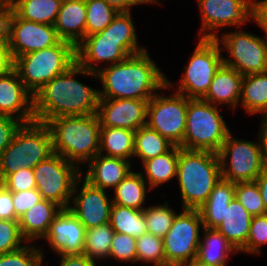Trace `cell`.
I'll use <instances>...</instances> for the list:
<instances>
[{
  "label": "cell",
  "mask_w": 267,
  "mask_h": 266,
  "mask_svg": "<svg viewBox=\"0 0 267 266\" xmlns=\"http://www.w3.org/2000/svg\"><path fill=\"white\" fill-rule=\"evenodd\" d=\"M53 153L52 135L46 123H22L0 155V183L17 169H33Z\"/></svg>",
  "instance_id": "8992f818"
},
{
  "label": "cell",
  "mask_w": 267,
  "mask_h": 266,
  "mask_svg": "<svg viewBox=\"0 0 267 266\" xmlns=\"http://www.w3.org/2000/svg\"><path fill=\"white\" fill-rule=\"evenodd\" d=\"M76 63V46L60 40L51 47L17 57L14 69L24 86L35 95L47 82L65 73Z\"/></svg>",
  "instance_id": "52a82bcc"
},
{
  "label": "cell",
  "mask_w": 267,
  "mask_h": 266,
  "mask_svg": "<svg viewBox=\"0 0 267 266\" xmlns=\"http://www.w3.org/2000/svg\"><path fill=\"white\" fill-rule=\"evenodd\" d=\"M235 198L251 215L266 214L262 195L256 181L236 182Z\"/></svg>",
  "instance_id": "f35d334b"
},
{
  "label": "cell",
  "mask_w": 267,
  "mask_h": 266,
  "mask_svg": "<svg viewBox=\"0 0 267 266\" xmlns=\"http://www.w3.org/2000/svg\"><path fill=\"white\" fill-rule=\"evenodd\" d=\"M176 266H209L207 263L199 259L198 257H193L191 260L178 264Z\"/></svg>",
  "instance_id": "11a10c76"
},
{
  "label": "cell",
  "mask_w": 267,
  "mask_h": 266,
  "mask_svg": "<svg viewBox=\"0 0 267 266\" xmlns=\"http://www.w3.org/2000/svg\"><path fill=\"white\" fill-rule=\"evenodd\" d=\"M235 197V183L221 178L206 202L199 208L203 227L216 228L224 219L226 207Z\"/></svg>",
  "instance_id": "4316f807"
},
{
  "label": "cell",
  "mask_w": 267,
  "mask_h": 266,
  "mask_svg": "<svg viewBox=\"0 0 267 266\" xmlns=\"http://www.w3.org/2000/svg\"><path fill=\"white\" fill-rule=\"evenodd\" d=\"M178 159L179 146H173L165 154L144 161L142 163L143 171L140 173L148 186L154 190L177 177Z\"/></svg>",
  "instance_id": "83f0119b"
},
{
  "label": "cell",
  "mask_w": 267,
  "mask_h": 266,
  "mask_svg": "<svg viewBox=\"0 0 267 266\" xmlns=\"http://www.w3.org/2000/svg\"><path fill=\"white\" fill-rule=\"evenodd\" d=\"M201 13L199 38L217 39L218 31L253 21V0H197Z\"/></svg>",
  "instance_id": "2e32d148"
},
{
  "label": "cell",
  "mask_w": 267,
  "mask_h": 266,
  "mask_svg": "<svg viewBox=\"0 0 267 266\" xmlns=\"http://www.w3.org/2000/svg\"><path fill=\"white\" fill-rule=\"evenodd\" d=\"M14 65L15 60L13 59L7 38L0 30V77H3L14 70Z\"/></svg>",
  "instance_id": "7dc6e473"
},
{
  "label": "cell",
  "mask_w": 267,
  "mask_h": 266,
  "mask_svg": "<svg viewBox=\"0 0 267 266\" xmlns=\"http://www.w3.org/2000/svg\"><path fill=\"white\" fill-rule=\"evenodd\" d=\"M137 263L166 266L163 239L150 233L136 238Z\"/></svg>",
  "instance_id": "74e56055"
},
{
  "label": "cell",
  "mask_w": 267,
  "mask_h": 266,
  "mask_svg": "<svg viewBox=\"0 0 267 266\" xmlns=\"http://www.w3.org/2000/svg\"><path fill=\"white\" fill-rule=\"evenodd\" d=\"M253 23L260 26L267 37V0H253Z\"/></svg>",
  "instance_id": "681fc988"
},
{
  "label": "cell",
  "mask_w": 267,
  "mask_h": 266,
  "mask_svg": "<svg viewBox=\"0 0 267 266\" xmlns=\"http://www.w3.org/2000/svg\"><path fill=\"white\" fill-rule=\"evenodd\" d=\"M85 37L104 30L118 12L104 0H85Z\"/></svg>",
  "instance_id": "8d00e7d4"
},
{
  "label": "cell",
  "mask_w": 267,
  "mask_h": 266,
  "mask_svg": "<svg viewBox=\"0 0 267 266\" xmlns=\"http://www.w3.org/2000/svg\"><path fill=\"white\" fill-rule=\"evenodd\" d=\"M71 202L68 209L86 229L110 222V209L113 203L111 196L106 190L92 186L82 176L74 186Z\"/></svg>",
  "instance_id": "e0dca14e"
},
{
  "label": "cell",
  "mask_w": 267,
  "mask_h": 266,
  "mask_svg": "<svg viewBox=\"0 0 267 266\" xmlns=\"http://www.w3.org/2000/svg\"><path fill=\"white\" fill-rule=\"evenodd\" d=\"M1 31L5 34L13 59L56 45L61 39L53 25L21 19L8 5Z\"/></svg>",
  "instance_id": "4fadbf2b"
},
{
  "label": "cell",
  "mask_w": 267,
  "mask_h": 266,
  "mask_svg": "<svg viewBox=\"0 0 267 266\" xmlns=\"http://www.w3.org/2000/svg\"><path fill=\"white\" fill-rule=\"evenodd\" d=\"M163 238L166 266H176L197 256L203 229L199 209H181Z\"/></svg>",
  "instance_id": "5bb4252c"
},
{
  "label": "cell",
  "mask_w": 267,
  "mask_h": 266,
  "mask_svg": "<svg viewBox=\"0 0 267 266\" xmlns=\"http://www.w3.org/2000/svg\"><path fill=\"white\" fill-rule=\"evenodd\" d=\"M242 79V74L222 63L202 99L218 107L226 105L236 110L241 100Z\"/></svg>",
  "instance_id": "7402d4cb"
},
{
  "label": "cell",
  "mask_w": 267,
  "mask_h": 266,
  "mask_svg": "<svg viewBox=\"0 0 267 266\" xmlns=\"http://www.w3.org/2000/svg\"><path fill=\"white\" fill-rule=\"evenodd\" d=\"M117 12H132V7L142 5L140 0H104Z\"/></svg>",
  "instance_id": "816d5d0a"
},
{
  "label": "cell",
  "mask_w": 267,
  "mask_h": 266,
  "mask_svg": "<svg viewBox=\"0 0 267 266\" xmlns=\"http://www.w3.org/2000/svg\"><path fill=\"white\" fill-rule=\"evenodd\" d=\"M197 256L209 266H227L233 254H239L234 246L216 229H201ZM203 236V237H202Z\"/></svg>",
  "instance_id": "484cf974"
},
{
  "label": "cell",
  "mask_w": 267,
  "mask_h": 266,
  "mask_svg": "<svg viewBox=\"0 0 267 266\" xmlns=\"http://www.w3.org/2000/svg\"><path fill=\"white\" fill-rule=\"evenodd\" d=\"M60 257L59 266H97L95 260L86 255H58Z\"/></svg>",
  "instance_id": "f907efd6"
},
{
  "label": "cell",
  "mask_w": 267,
  "mask_h": 266,
  "mask_svg": "<svg viewBox=\"0 0 267 266\" xmlns=\"http://www.w3.org/2000/svg\"><path fill=\"white\" fill-rule=\"evenodd\" d=\"M148 53L146 50L101 68L97 72L103 88L99 89V98L150 100L158 90L175 89L177 86L165 77Z\"/></svg>",
  "instance_id": "7a4b0ae2"
},
{
  "label": "cell",
  "mask_w": 267,
  "mask_h": 266,
  "mask_svg": "<svg viewBox=\"0 0 267 266\" xmlns=\"http://www.w3.org/2000/svg\"><path fill=\"white\" fill-rule=\"evenodd\" d=\"M35 244L26 243L18 250L0 254V266H42L44 250Z\"/></svg>",
  "instance_id": "ab89813d"
},
{
  "label": "cell",
  "mask_w": 267,
  "mask_h": 266,
  "mask_svg": "<svg viewBox=\"0 0 267 266\" xmlns=\"http://www.w3.org/2000/svg\"><path fill=\"white\" fill-rule=\"evenodd\" d=\"M132 12H118L102 31L85 37L76 46L77 63L97 73L105 63L109 66L124 61L131 55L147 50L139 46ZM104 62V65H100Z\"/></svg>",
  "instance_id": "3957f363"
},
{
  "label": "cell",
  "mask_w": 267,
  "mask_h": 266,
  "mask_svg": "<svg viewBox=\"0 0 267 266\" xmlns=\"http://www.w3.org/2000/svg\"><path fill=\"white\" fill-rule=\"evenodd\" d=\"M221 178L218 153L179 147L176 180L182 209H199Z\"/></svg>",
  "instance_id": "5b68a950"
},
{
  "label": "cell",
  "mask_w": 267,
  "mask_h": 266,
  "mask_svg": "<svg viewBox=\"0 0 267 266\" xmlns=\"http://www.w3.org/2000/svg\"><path fill=\"white\" fill-rule=\"evenodd\" d=\"M168 203L166 201L161 205H151L143 210L147 233L162 239L165 237L178 213L174 211L175 209L170 208Z\"/></svg>",
  "instance_id": "d590c367"
},
{
  "label": "cell",
  "mask_w": 267,
  "mask_h": 266,
  "mask_svg": "<svg viewBox=\"0 0 267 266\" xmlns=\"http://www.w3.org/2000/svg\"><path fill=\"white\" fill-rule=\"evenodd\" d=\"M7 5H8V0H0V30L2 27L3 17Z\"/></svg>",
  "instance_id": "9f6ffc18"
},
{
  "label": "cell",
  "mask_w": 267,
  "mask_h": 266,
  "mask_svg": "<svg viewBox=\"0 0 267 266\" xmlns=\"http://www.w3.org/2000/svg\"><path fill=\"white\" fill-rule=\"evenodd\" d=\"M255 181L260 189L267 214V165H265L263 171L259 174Z\"/></svg>",
  "instance_id": "db71d44e"
},
{
  "label": "cell",
  "mask_w": 267,
  "mask_h": 266,
  "mask_svg": "<svg viewBox=\"0 0 267 266\" xmlns=\"http://www.w3.org/2000/svg\"><path fill=\"white\" fill-rule=\"evenodd\" d=\"M174 145L147 125L135 131L134 157L144 161L165 154Z\"/></svg>",
  "instance_id": "836d02e7"
},
{
  "label": "cell",
  "mask_w": 267,
  "mask_h": 266,
  "mask_svg": "<svg viewBox=\"0 0 267 266\" xmlns=\"http://www.w3.org/2000/svg\"><path fill=\"white\" fill-rule=\"evenodd\" d=\"M148 183L139 171L132 170L113 190L114 196L112 202L121 206H126L136 210L143 211L146 206L148 190L152 189L147 186Z\"/></svg>",
  "instance_id": "f546056e"
},
{
  "label": "cell",
  "mask_w": 267,
  "mask_h": 266,
  "mask_svg": "<svg viewBox=\"0 0 267 266\" xmlns=\"http://www.w3.org/2000/svg\"><path fill=\"white\" fill-rule=\"evenodd\" d=\"M149 100L99 98L97 115L101 127L137 131L147 123Z\"/></svg>",
  "instance_id": "ac0fdd59"
},
{
  "label": "cell",
  "mask_w": 267,
  "mask_h": 266,
  "mask_svg": "<svg viewBox=\"0 0 267 266\" xmlns=\"http://www.w3.org/2000/svg\"><path fill=\"white\" fill-rule=\"evenodd\" d=\"M157 92L148 103L146 125L174 146L183 144L187 115V97L174 91L166 96Z\"/></svg>",
  "instance_id": "9a60e30c"
},
{
  "label": "cell",
  "mask_w": 267,
  "mask_h": 266,
  "mask_svg": "<svg viewBox=\"0 0 267 266\" xmlns=\"http://www.w3.org/2000/svg\"><path fill=\"white\" fill-rule=\"evenodd\" d=\"M0 115L22 123L35 121L34 95L24 86L15 69L0 77Z\"/></svg>",
  "instance_id": "ffe728a7"
},
{
  "label": "cell",
  "mask_w": 267,
  "mask_h": 266,
  "mask_svg": "<svg viewBox=\"0 0 267 266\" xmlns=\"http://www.w3.org/2000/svg\"><path fill=\"white\" fill-rule=\"evenodd\" d=\"M76 75L98 79L97 73L88 71L78 63L54 77L34 95L36 121L47 123L60 116L97 113L99 89L83 84L76 79Z\"/></svg>",
  "instance_id": "6da1fadb"
},
{
  "label": "cell",
  "mask_w": 267,
  "mask_h": 266,
  "mask_svg": "<svg viewBox=\"0 0 267 266\" xmlns=\"http://www.w3.org/2000/svg\"><path fill=\"white\" fill-rule=\"evenodd\" d=\"M62 207L50 200H41L33 205L18 219L22 236L28 243L43 240L47 235L50 225Z\"/></svg>",
  "instance_id": "cb8c5ba5"
},
{
  "label": "cell",
  "mask_w": 267,
  "mask_h": 266,
  "mask_svg": "<svg viewBox=\"0 0 267 266\" xmlns=\"http://www.w3.org/2000/svg\"><path fill=\"white\" fill-rule=\"evenodd\" d=\"M215 106L202 98H187V115L182 149L218 153L230 132Z\"/></svg>",
  "instance_id": "ba28073f"
},
{
  "label": "cell",
  "mask_w": 267,
  "mask_h": 266,
  "mask_svg": "<svg viewBox=\"0 0 267 266\" xmlns=\"http://www.w3.org/2000/svg\"><path fill=\"white\" fill-rule=\"evenodd\" d=\"M260 118L262 121L260 122V129L259 132H257V137L260 139L264 162L267 165V115H263Z\"/></svg>",
  "instance_id": "f5cc1de1"
},
{
  "label": "cell",
  "mask_w": 267,
  "mask_h": 266,
  "mask_svg": "<svg viewBox=\"0 0 267 266\" xmlns=\"http://www.w3.org/2000/svg\"><path fill=\"white\" fill-rule=\"evenodd\" d=\"M114 233L110 223L86 229L83 255L95 261L108 259Z\"/></svg>",
  "instance_id": "e575fe53"
},
{
  "label": "cell",
  "mask_w": 267,
  "mask_h": 266,
  "mask_svg": "<svg viewBox=\"0 0 267 266\" xmlns=\"http://www.w3.org/2000/svg\"><path fill=\"white\" fill-rule=\"evenodd\" d=\"M110 225L115 232L138 238L147 233L144 211L112 203Z\"/></svg>",
  "instance_id": "d6a6232c"
},
{
  "label": "cell",
  "mask_w": 267,
  "mask_h": 266,
  "mask_svg": "<svg viewBox=\"0 0 267 266\" xmlns=\"http://www.w3.org/2000/svg\"><path fill=\"white\" fill-rule=\"evenodd\" d=\"M142 5H149V4H161L159 0H140Z\"/></svg>",
  "instance_id": "6f0895ef"
},
{
  "label": "cell",
  "mask_w": 267,
  "mask_h": 266,
  "mask_svg": "<svg viewBox=\"0 0 267 266\" xmlns=\"http://www.w3.org/2000/svg\"><path fill=\"white\" fill-rule=\"evenodd\" d=\"M53 26L61 40L77 46L85 38V0H62Z\"/></svg>",
  "instance_id": "603a6c76"
},
{
  "label": "cell",
  "mask_w": 267,
  "mask_h": 266,
  "mask_svg": "<svg viewBox=\"0 0 267 266\" xmlns=\"http://www.w3.org/2000/svg\"><path fill=\"white\" fill-rule=\"evenodd\" d=\"M132 161L97 154L87 165L82 177L92 186L103 190H114L132 171Z\"/></svg>",
  "instance_id": "44dd1931"
},
{
  "label": "cell",
  "mask_w": 267,
  "mask_h": 266,
  "mask_svg": "<svg viewBox=\"0 0 267 266\" xmlns=\"http://www.w3.org/2000/svg\"><path fill=\"white\" fill-rule=\"evenodd\" d=\"M62 0H8V6L21 18L54 25Z\"/></svg>",
  "instance_id": "1f68e13d"
},
{
  "label": "cell",
  "mask_w": 267,
  "mask_h": 266,
  "mask_svg": "<svg viewBox=\"0 0 267 266\" xmlns=\"http://www.w3.org/2000/svg\"><path fill=\"white\" fill-rule=\"evenodd\" d=\"M175 92L187 98H203L214 74L223 63L222 48L216 39L199 38Z\"/></svg>",
  "instance_id": "9c48e42d"
},
{
  "label": "cell",
  "mask_w": 267,
  "mask_h": 266,
  "mask_svg": "<svg viewBox=\"0 0 267 266\" xmlns=\"http://www.w3.org/2000/svg\"><path fill=\"white\" fill-rule=\"evenodd\" d=\"M22 122L16 118L0 115V155L11 143L12 138Z\"/></svg>",
  "instance_id": "bcb514c9"
},
{
  "label": "cell",
  "mask_w": 267,
  "mask_h": 266,
  "mask_svg": "<svg viewBox=\"0 0 267 266\" xmlns=\"http://www.w3.org/2000/svg\"><path fill=\"white\" fill-rule=\"evenodd\" d=\"M267 244V214L253 216L245 248L240 252L261 254V248Z\"/></svg>",
  "instance_id": "60d3db41"
},
{
  "label": "cell",
  "mask_w": 267,
  "mask_h": 266,
  "mask_svg": "<svg viewBox=\"0 0 267 266\" xmlns=\"http://www.w3.org/2000/svg\"><path fill=\"white\" fill-rule=\"evenodd\" d=\"M251 215L234 197L226 207L223 221L216 229L240 252L245 248L250 232Z\"/></svg>",
  "instance_id": "d4e9b609"
},
{
  "label": "cell",
  "mask_w": 267,
  "mask_h": 266,
  "mask_svg": "<svg viewBox=\"0 0 267 266\" xmlns=\"http://www.w3.org/2000/svg\"><path fill=\"white\" fill-rule=\"evenodd\" d=\"M118 262H137L136 238L127 234L115 232L110 248L109 259Z\"/></svg>",
  "instance_id": "7bdbcfd3"
},
{
  "label": "cell",
  "mask_w": 267,
  "mask_h": 266,
  "mask_svg": "<svg viewBox=\"0 0 267 266\" xmlns=\"http://www.w3.org/2000/svg\"><path fill=\"white\" fill-rule=\"evenodd\" d=\"M53 152L61 155L80 169L89 163L100 149V120L97 113L60 116L49 120Z\"/></svg>",
  "instance_id": "277c9868"
},
{
  "label": "cell",
  "mask_w": 267,
  "mask_h": 266,
  "mask_svg": "<svg viewBox=\"0 0 267 266\" xmlns=\"http://www.w3.org/2000/svg\"><path fill=\"white\" fill-rule=\"evenodd\" d=\"M28 243L21 234L18 220H0V254L20 249Z\"/></svg>",
  "instance_id": "b9f144b4"
},
{
  "label": "cell",
  "mask_w": 267,
  "mask_h": 266,
  "mask_svg": "<svg viewBox=\"0 0 267 266\" xmlns=\"http://www.w3.org/2000/svg\"><path fill=\"white\" fill-rule=\"evenodd\" d=\"M12 199L15 214L18 219L33 205L43 200L41 194L38 192L37 189H31L21 192H12Z\"/></svg>",
  "instance_id": "f6af8a7d"
},
{
  "label": "cell",
  "mask_w": 267,
  "mask_h": 266,
  "mask_svg": "<svg viewBox=\"0 0 267 266\" xmlns=\"http://www.w3.org/2000/svg\"><path fill=\"white\" fill-rule=\"evenodd\" d=\"M241 140L231 131L218 152L222 178L231 182L255 181L265 167L261 142Z\"/></svg>",
  "instance_id": "8fae6325"
},
{
  "label": "cell",
  "mask_w": 267,
  "mask_h": 266,
  "mask_svg": "<svg viewBox=\"0 0 267 266\" xmlns=\"http://www.w3.org/2000/svg\"><path fill=\"white\" fill-rule=\"evenodd\" d=\"M11 192H21L36 189L33 169H17L1 182Z\"/></svg>",
  "instance_id": "ee69618b"
},
{
  "label": "cell",
  "mask_w": 267,
  "mask_h": 266,
  "mask_svg": "<svg viewBox=\"0 0 267 266\" xmlns=\"http://www.w3.org/2000/svg\"><path fill=\"white\" fill-rule=\"evenodd\" d=\"M240 105L246 114L267 115V72L243 75Z\"/></svg>",
  "instance_id": "f1b7e54d"
},
{
  "label": "cell",
  "mask_w": 267,
  "mask_h": 266,
  "mask_svg": "<svg viewBox=\"0 0 267 266\" xmlns=\"http://www.w3.org/2000/svg\"><path fill=\"white\" fill-rule=\"evenodd\" d=\"M135 131L101 127L99 154L130 161L134 155Z\"/></svg>",
  "instance_id": "4dcf8cb0"
},
{
  "label": "cell",
  "mask_w": 267,
  "mask_h": 266,
  "mask_svg": "<svg viewBox=\"0 0 267 266\" xmlns=\"http://www.w3.org/2000/svg\"><path fill=\"white\" fill-rule=\"evenodd\" d=\"M0 220H18L13 207L12 192L0 183Z\"/></svg>",
  "instance_id": "c3c4849f"
},
{
  "label": "cell",
  "mask_w": 267,
  "mask_h": 266,
  "mask_svg": "<svg viewBox=\"0 0 267 266\" xmlns=\"http://www.w3.org/2000/svg\"><path fill=\"white\" fill-rule=\"evenodd\" d=\"M228 56H223V63L237 70L242 75L267 72V37L257 36L237 28L223 32L216 39ZM222 44V45H221ZM223 46V47H222Z\"/></svg>",
  "instance_id": "7c38bea8"
},
{
  "label": "cell",
  "mask_w": 267,
  "mask_h": 266,
  "mask_svg": "<svg viewBox=\"0 0 267 266\" xmlns=\"http://www.w3.org/2000/svg\"><path fill=\"white\" fill-rule=\"evenodd\" d=\"M86 228L68 209L62 208L53 219L46 240L57 255H80L84 251Z\"/></svg>",
  "instance_id": "d6986e66"
},
{
  "label": "cell",
  "mask_w": 267,
  "mask_h": 266,
  "mask_svg": "<svg viewBox=\"0 0 267 266\" xmlns=\"http://www.w3.org/2000/svg\"><path fill=\"white\" fill-rule=\"evenodd\" d=\"M36 189L45 200L68 208L82 169L57 153L41 161L34 168Z\"/></svg>",
  "instance_id": "30bf717a"
}]
</instances>
